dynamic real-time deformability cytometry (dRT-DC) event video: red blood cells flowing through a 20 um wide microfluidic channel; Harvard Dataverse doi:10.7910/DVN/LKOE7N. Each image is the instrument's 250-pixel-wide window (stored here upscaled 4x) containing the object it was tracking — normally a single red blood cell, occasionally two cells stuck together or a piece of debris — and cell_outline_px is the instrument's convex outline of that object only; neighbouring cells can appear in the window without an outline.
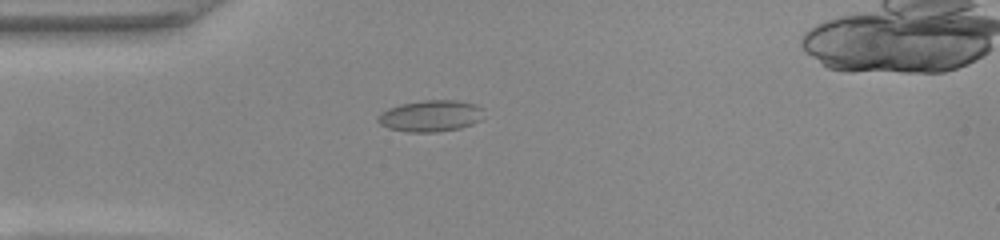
{"species": "common noctule bat (a hibernating species)", "species_latin": "Nyctalus noctula", "temperature_condition": "warm", "stored_images_in_passage": 39, "camera_frame_rate_fps": 3000, "um_per_image_px": 0.085, "animal": {"sex": "female", "body_mass_g": 22.0, "forearm_length_mm": 56.7}, "frame": {"image": 1, "passage_image": 3, "time_ms": 0.667, "image_size_px": [1000, 240], "cell_outline_px": [[484, 108], [480, 120], [472, 124], [460, 128], [436, 132], [408, 132], [388, 128], [380, 124], [376, 120], [388, 108], [400, 104], [424, 100], [456, 100], [476, 104]], "centroid_in_image_um": [36.63, 9.85], "position_along_channel_um": 48.4, "area_um2": 19.36}}
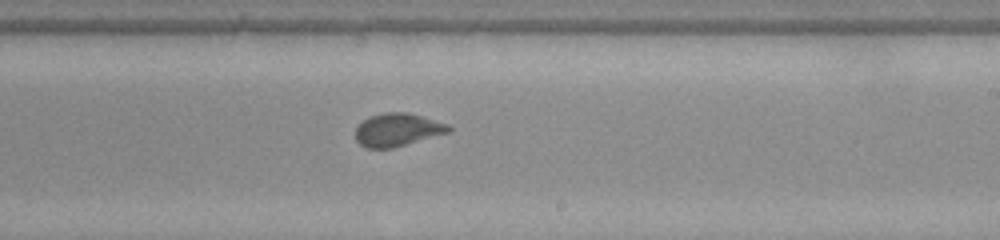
{"frame": {"image": 2, "passage_image": 19, "time_ms": 6.0, "image_size_px": [1000, 240], "cell_outline_px": [[452, 128], [448, 132], [392, 148], [368, 148], [360, 144], [356, 140], [356, 128], [364, 120], [372, 116], [384, 112], [408, 112], [448, 124]], "centroid_in_image_um": [33.78, 11.02], "position_along_channel_um": 255.2, "area_um2": 17.57}}
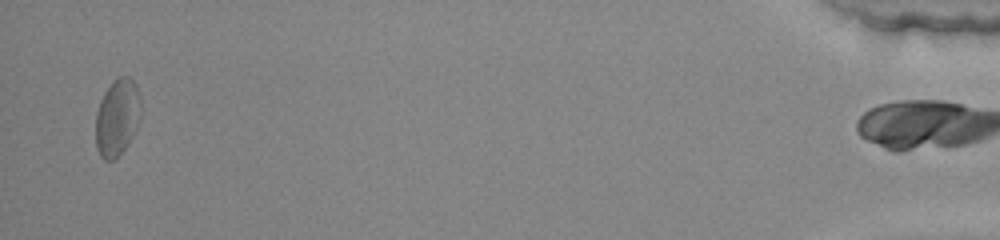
{"frame": {"image": 3, "passage_image": 38, "time_ms": 12.333, "image_size_px": [1000, 240], "cell_outline_px": [[140, 116], [136, 128], [132, 136], [116, 160], [104, 160], [100, 156], [96, 148], [96, 112], [100, 100], [104, 92], [120, 76], [128, 76], [136, 84], [140, 100]], "centroid_in_image_um": [9.95, 10.01], "position_along_channel_um": 425.3, "area_um2": 20.06}, "authors_computed_cell_mechanics": {"area_um2": 18.0336, "velocity_mm_per_s": 4.1111, "shape_relaxation_time_tau1_ms": 6.3391, "shape_relaxation_time_tau2_ms": 0.598, "deformation_change_tau1": 0.1625, "deformation_change_tau2": 0.0476}}